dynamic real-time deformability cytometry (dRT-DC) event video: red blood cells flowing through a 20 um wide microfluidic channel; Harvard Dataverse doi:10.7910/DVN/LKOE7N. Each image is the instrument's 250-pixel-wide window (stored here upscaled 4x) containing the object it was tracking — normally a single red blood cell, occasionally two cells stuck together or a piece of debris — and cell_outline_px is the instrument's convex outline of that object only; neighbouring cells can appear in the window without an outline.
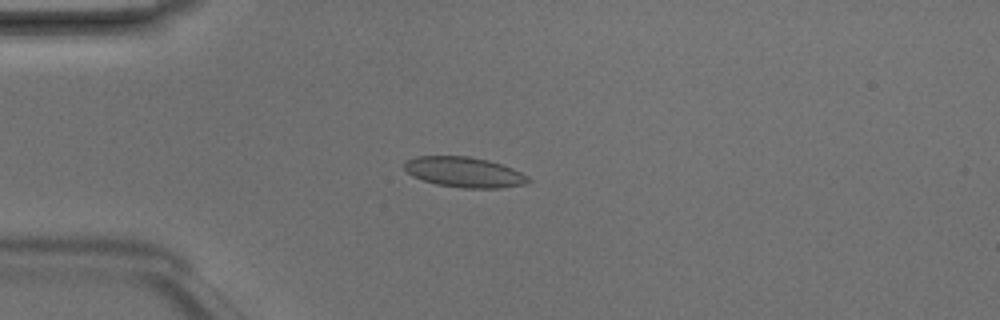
{"species": "Egyptian fruit bat (a non-hibernating species)", "species_latin": "Rousettus aegyptiacus", "temperature_condition": "room temperature", "stored_images_in_passage": 4, "camera_frame_rate_fps": 3000, "um_per_image_px": 0.085, "animal": {"sex": "male"}, "frame": {"image": 1, "passage_image": 4, "time_ms": 1.0, "image_size_px": [1000, 320], "cell_outline_px": [[532, 180], [524, 184], [500, 188], [464, 188], [436, 184], [412, 176], [404, 168], [404, 164], [408, 160], [416, 156], [468, 156], [488, 160], [512, 168], [528, 176]], "centroid_in_image_um": [39.47, 14.63], "position_along_channel_um": 45.5, "area_um2": 21.73}}